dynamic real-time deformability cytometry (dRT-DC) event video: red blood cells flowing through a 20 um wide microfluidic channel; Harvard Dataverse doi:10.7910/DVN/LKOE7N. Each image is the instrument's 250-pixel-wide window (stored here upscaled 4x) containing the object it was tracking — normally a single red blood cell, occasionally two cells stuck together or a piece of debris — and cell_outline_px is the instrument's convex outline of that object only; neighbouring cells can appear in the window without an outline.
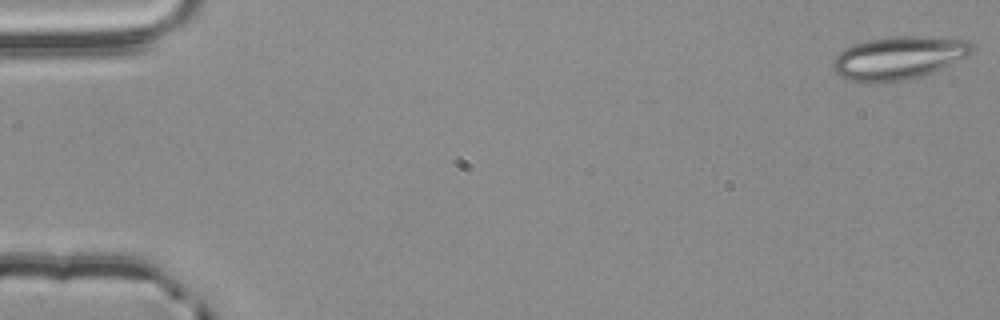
{"species": "common noctule bat (a hibernating species)", "species_latin": "Nyctalus noctula", "temperature_condition": "room temperature", "stored_images_in_passage": 12, "camera_frame_rate_fps": 3000, "um_per_image_px": 0.085, "animal": {"sex": "male", "body_mass_g": 20.4}, "frame": {"image": 1, "passage_image": 1, "time_ms": 0.0, "image_size_px": [1000, 320], "cell_outline_px": [[976, 48], [968, 56], [932, 72], [884, 84], [852, 80], [840, 76], [832, 68], [832, 60], [844, 48], [868, 40], [896, 36], [924, 36], [968, 40]], "centroid_in_image_um": [76.39, 4.91], "position_along_channel_um": 8.6, "area_um2": 34.68}}